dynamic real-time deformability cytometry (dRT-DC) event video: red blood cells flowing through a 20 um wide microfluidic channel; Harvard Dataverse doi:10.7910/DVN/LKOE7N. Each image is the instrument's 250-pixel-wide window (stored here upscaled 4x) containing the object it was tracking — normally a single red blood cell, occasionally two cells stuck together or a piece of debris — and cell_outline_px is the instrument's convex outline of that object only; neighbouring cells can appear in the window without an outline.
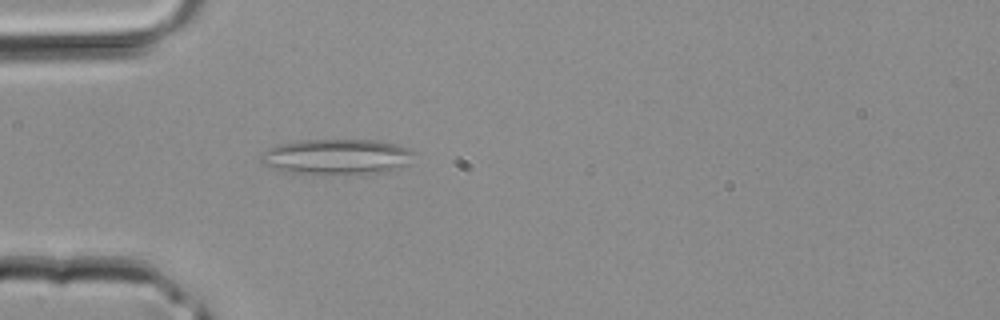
{"species": "common noctule bat (a hibernating species)", "species_latin": "Nyctalus noctula", "temperature_condition": "room temperature", "stored_images_in_passage": 36, "camera_frame_rate_fps": 3000, "um_per_image_px": 0.085, "animal": {"sex": "male", "body_mass_g": 20.4}, "frame": {"image": 1, "passage_image": 8, "time_ms": 2.333, "image_size_px": [1000, 320], "cell_outline_px": [[416, 152], [404, 164], [388, 172], [368, 176], [344, 176], [288, 172], [264, 164], [260, 160], [264, 152], [268, 148], [276, 144], [300, 140], [372, 140], [392, 144], [408, 148]], "centroid_in_image_um": [28.63, 13.36], "position_along_channel_um": 56.4, "area_um2": 32.19}}
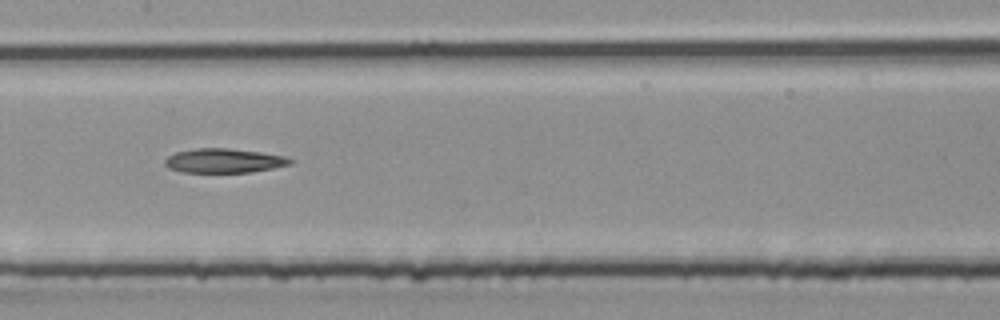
{"frame": {"image": 2, "passage_image": 16, "time_ms": 5.0, "image_size_px": [1000, 320], "cell_outline_px": [[292, 164], [252, 172], [184, 172], [168, 168], [164, 164], [164, 160], [168, 156], [176, 152], [196, 148], [228, 148], [260, 152], [284, 156], [292, 160]], "centroid_in_image_um": [19.01, 13.66], "position_along_channel_um": 188.4, "area_um2": 17.63}}
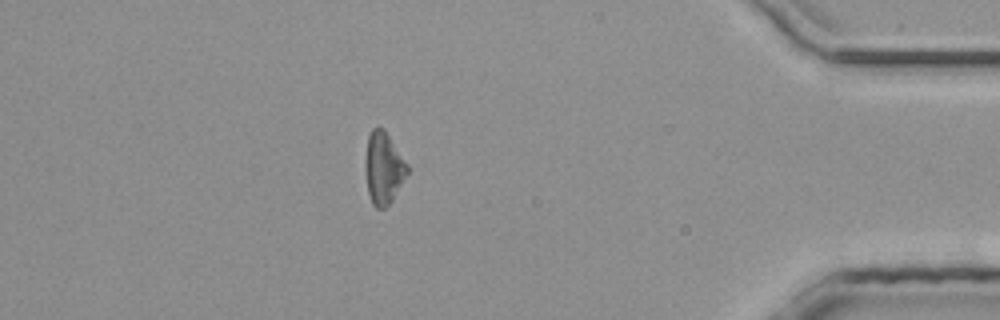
{"frame": {"image": 3, "passage_image": 31, "time_ms": 10.0, "image_size_px": [1000, 320], "cell_outline_px": [[408, 172], [392, 200], [384, 208], [376, 208], [372, 204], [368, 192], [364, 168], [364, 164], [368, 136], [372, 128], [384, 128], [408, 164]], "centroid_in_image_um": [32.58, 14.27], "position_along_channel_um": 402.6, "area_um2": 17.63}}